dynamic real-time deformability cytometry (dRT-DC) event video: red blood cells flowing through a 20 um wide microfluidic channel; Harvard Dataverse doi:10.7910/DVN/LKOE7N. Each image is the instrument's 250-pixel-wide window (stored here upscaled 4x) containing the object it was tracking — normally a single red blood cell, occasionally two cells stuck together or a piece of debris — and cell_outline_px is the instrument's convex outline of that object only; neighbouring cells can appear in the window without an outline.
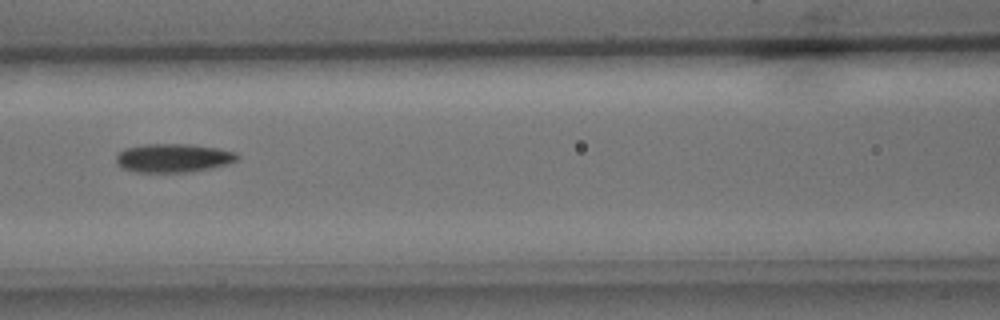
{"species": "common noctule bat (a hibernating species)", "species_latin": "Nyctalus noctula", "temperature_condition": "cold", "stored_images_in_passage": 11, "camera_frame_rate_fps": 3000, "um_per_image_px": 0.085, "animal": {"sex": "male", "body_mass_g": 15.6}, "frame": {"image": 1, "passage_image": 8, "time_ms": 9.0, "image_size_px": [1000, 320], "cell_outline_px": [[240, 156], [236, 160], [228, 164], [212, 168], [192, 172], [136, 172], [120, 168], [116, 164], [116, 156], [124, 148], [144, 144], [188, 144], [216, 148], [236, 152]], "centroid_in_image_um": [14.71, 13.44], "position_along_channel_um": 151.9, "area_um2": 20.4}}
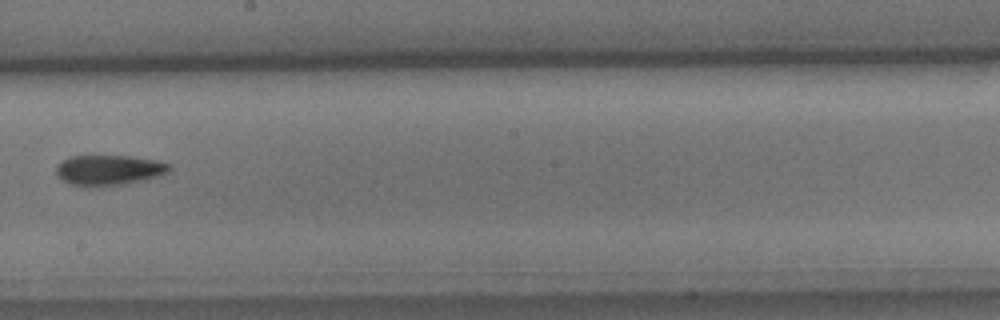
{"frame": {"image": 2, "passage_image": 10, "time_ms": 11.333, "image_size_px": [1000, 320], "cell_outline_px": [[172, 168], [168, 172], [144, 180], [124, 184], [100, 188], [88, 188], [68, 184], [60, 180], [56, 176], [56, 164], [60, 160], [72, 156], [128, 156], [160, 160], [172, 164]], "centroid_in_image_um": [9.2, 14.48], "position_along_channel_um": 239.0, "area_um2": 20.75}}
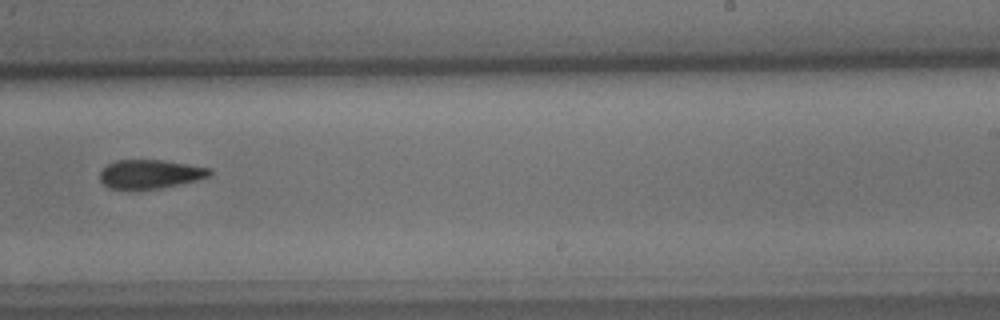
{"frame": {"image": 3, "passage_image": 11, "time_ms": 12.333, "image_size_px": [1000, 320], "cell_outline_px": [[212, 176], [196, 180], [160, 188], [132, 192], [128, 192], [108, 188], [100, 180], [100, 172], [108, 164], [116, 160], [160, 160], [212, 168]], "centroid_in_image_um": [12.72, 14.84], "position_along_channel_um": 276.3, "area_um2": 18.96}}